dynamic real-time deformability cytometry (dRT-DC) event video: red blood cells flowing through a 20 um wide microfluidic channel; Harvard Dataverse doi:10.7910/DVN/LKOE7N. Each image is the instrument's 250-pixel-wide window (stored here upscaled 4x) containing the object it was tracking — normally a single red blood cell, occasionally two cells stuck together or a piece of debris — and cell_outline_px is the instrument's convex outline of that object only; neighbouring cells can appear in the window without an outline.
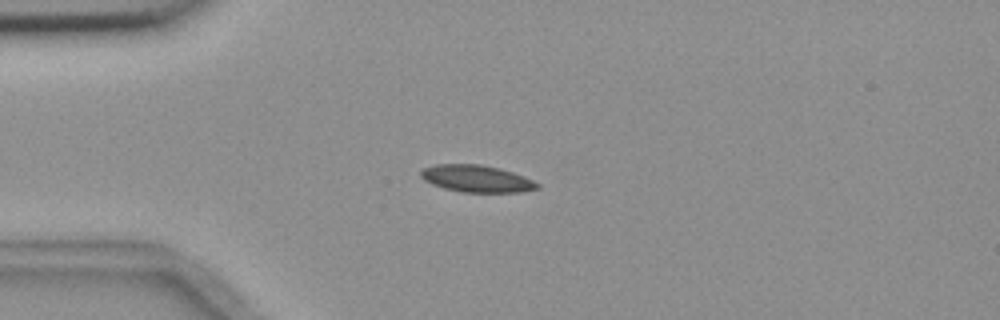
{"species": "common noctule bat (a hibernating species)", "species_latin": "Nyctalus noctula", "temperature_condition": "room temperature", "stored_images_in_passage": 5, "camera_frame_rate_fps": 3000, "um_per_image_px": 0.085, "animal": {"sex": "female", "body_mass_g": 18.4}, "frame": {"image": 1, "passage_image": 4, "time_ms": 3.333, "image_size_px": [1000, 320], "cell_outline_px": [[540, 188], [520, 192], [460, 192], [444, 188], [432, 184], [424, 180], [420, 176], [420, 172], [424, 168], [436, 164], [480, 164], [512, 172], [524, 176], [540, 184]], "centroid_in_image_um": [40.5, 15.19], "position_along_channel_um": 44.5, "area_um2": 18.26}}